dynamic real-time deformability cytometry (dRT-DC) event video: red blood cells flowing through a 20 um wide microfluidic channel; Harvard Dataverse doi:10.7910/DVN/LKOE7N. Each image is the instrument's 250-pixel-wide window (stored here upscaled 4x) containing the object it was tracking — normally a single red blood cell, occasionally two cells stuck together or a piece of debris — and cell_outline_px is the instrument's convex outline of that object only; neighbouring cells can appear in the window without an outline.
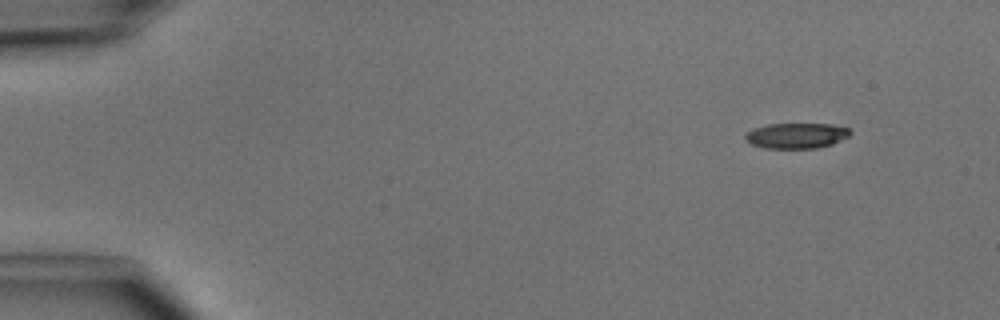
{"species": "common noctule bat (a hibernating species)", "species_latin": "Nyctalus noctula", "temperature_condition": "cold", "stored_images_in_passage": 2, "camera_frame_rate_fps": 3000, "um_per_image_px": 0.085, "animal": {"sex": "male", "body_mass_g": 15.6}, "frame": {"image": 1, "passage_image": 2, "time_ms": 1.333, "image_size_px": [1000, 320], "cell_outline_px": [[852, 132], [848, 136], [832, 144], [816, 148], [764, 148], [752, 144], [744, 140], [744, 136], [752, 128], [768, 124], [832, 124], [848, 128]], "centroid_in_image_um": [67.67, 11.52], "position_along_channel_um": 17.3, "area_um2": 15.55}}